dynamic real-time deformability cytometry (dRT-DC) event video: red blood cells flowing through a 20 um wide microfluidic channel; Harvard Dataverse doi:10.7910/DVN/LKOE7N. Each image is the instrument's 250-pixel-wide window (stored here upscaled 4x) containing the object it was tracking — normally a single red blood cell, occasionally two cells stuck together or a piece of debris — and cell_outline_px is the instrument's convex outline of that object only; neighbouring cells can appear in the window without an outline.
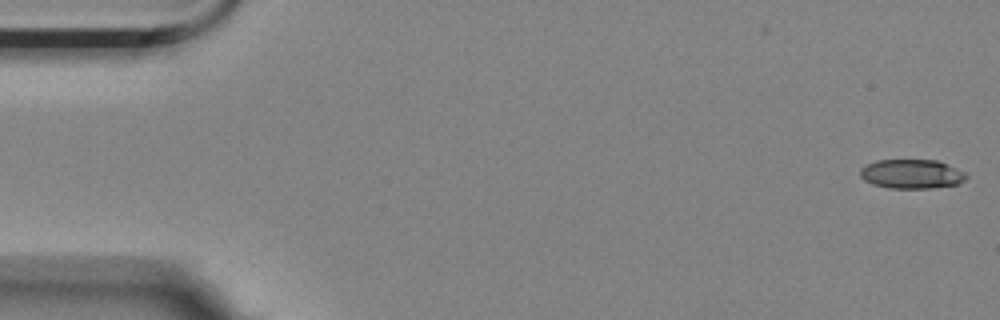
{"species": "Egyptian fruit bat (a non-hibernating species)", "species_latin": "Rousettus aegyptiacus", "temperature_condition": "room temperature", "stored_images_in_passage": 53, "camera_frame_rate_fps": 3000, "um_per_image_px": 0.085, "animal": {"sex": "female"}, "frame": {"image": 1, "passage_image": 1, "time_ms": 0.0, "image_size_px": [1000, 320], "cell_outline_px": [[968, 176], [964, 180], [956, 184], [932, 188], [888, 188], [872, 184], [864, 180], [860, 176], [860, 168], [876, 160], [936, 160], [968, 172]], "centroid_in_image_um": [77.5, 14.79], "position_along_channel_um": 7.5, "area_um2": 18.15}}